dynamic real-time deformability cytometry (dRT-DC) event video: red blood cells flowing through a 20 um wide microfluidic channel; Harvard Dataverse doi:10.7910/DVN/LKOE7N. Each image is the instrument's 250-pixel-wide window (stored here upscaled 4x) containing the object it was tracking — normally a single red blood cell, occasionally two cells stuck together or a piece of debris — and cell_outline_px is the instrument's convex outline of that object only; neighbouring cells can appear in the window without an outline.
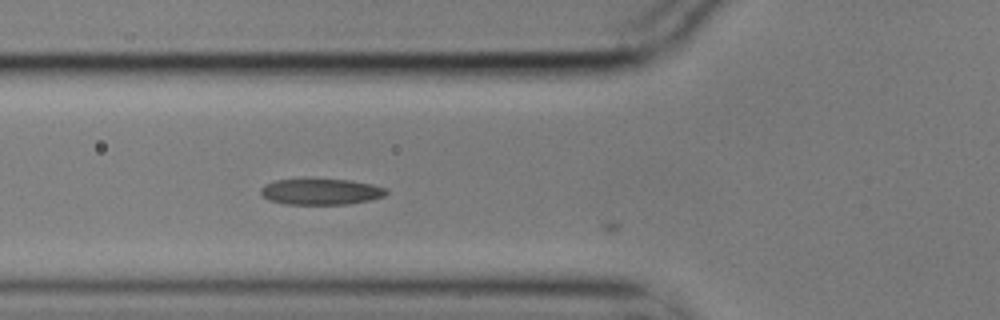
{"species": "common noctule bat (a hibernating species)", "species_latin": "Nyctalus noctula", "temperature_condition": "cold", "stored_images_in_passage": 5, "camera_frame_rate_fps": 3000, "um_per_image_px": 0.085, "animal": {"sex": "male", "body_mass_g": 17.9}, "frame": {"image": 1, "passage_image": 4, "time_ms": 1.0, "image_size_px": [1000, 320], "cell_outline_px": [[388, 192], [384, 196], [368, 200], [348, 204], [284, 204], [268, 200], [260, 196], [260, 188], [264, 184], [276, 180], [348, 180], [372, 184], [388, 188]], "centroid_in_image_um": [27.25, 16.3], "position_along_channel_um": 98.6, "area_um2": 18.96}}